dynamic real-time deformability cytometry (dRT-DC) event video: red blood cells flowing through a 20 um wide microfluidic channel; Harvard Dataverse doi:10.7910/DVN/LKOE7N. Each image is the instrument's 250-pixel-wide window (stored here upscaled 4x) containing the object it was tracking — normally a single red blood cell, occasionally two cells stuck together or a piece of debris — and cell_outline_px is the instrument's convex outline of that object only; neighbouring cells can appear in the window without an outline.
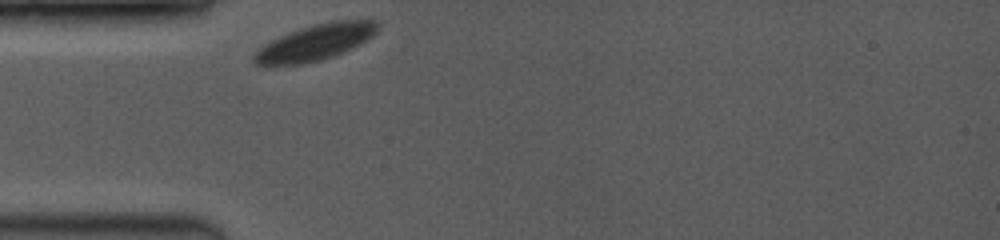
{"species": "common noctule bat (a hibernating species)", "species_latin": "Nyctalus noctula", "temperature_condition": "room temperature", "stored_images_in_passage": 35, "camera_frame_rate_fps": 3500, "um_per_image_px": 0.085, "animal": {"sex": "female", "body_mass_g": 19.0, "forearm_length_mm": 53.3}, "frame": {"image": 1, "passage_image": 1, "time_ms": 0.0, "image_size_px": [1000, 240], "cell_outline_px": [[380, 28], [368, 40], [344, 52], [320, 60], [304, 64], [256, 64], [252, 60], [252, 56], [264, 44], [280, 36], [300, 28], [312, 24], [336, 20], [376, 20], [380, 24]], "centroid_in_image_um": [26.86, 3.58], "position_along_channel_um": 58.1, "area_um2": 25.72}}
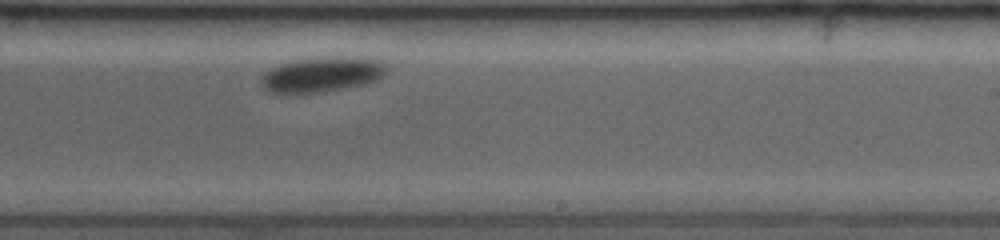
{"frame": {"image": 2, "passage_image": 19, "time_ms": 6.0, "image_size_px": [1000, 240], "cell_outline_px": [[388, 68], [380, 80], [368, 84], [344, 88], [316, 92], [268, 92], [260, 84], [260, 80], [264, 72], [280, 64], [296, 60], [332, 56], [352, 56], [384, 60], [388, 64]], "centroid_in_image_um": [27.47, 6.3], "position_along_channel_um": 261.5, "area_um2": 25.89}}
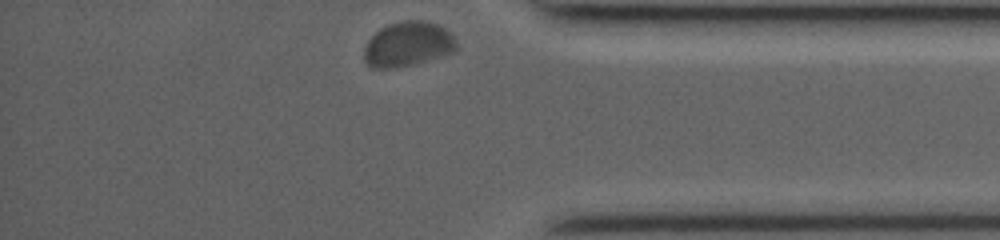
{"frame": {"image": 3, "passage_image": 35, "time_ms": 10.0, "image_size_px": [1000, 240], "cell_outline_px": [[456, 48], [452, 52], [440, 56], [412, 64], [396, 68], [372, 68], [364, 60], [364, 48], [368, 40], [380, 28], [388, 24], [400, 20], [424, 20], [436, 24], [452, 32], [456, 40]], "centroid_in_image_um": [34.66, 3.74], "position_along_channel_um": 400.5, "area_um2": 24.1}, "authors_computed_cell_mechanics": {"area_um2": 25.721, "velocity_mm_per_s": 3.5074, "shape_relaxation_time_tau1_ms": 10.8949, "shape_relaxation_time_tau2_ms": null, "deformation_change_tau1": 0.2207, "deformation_change_tau2": null}}